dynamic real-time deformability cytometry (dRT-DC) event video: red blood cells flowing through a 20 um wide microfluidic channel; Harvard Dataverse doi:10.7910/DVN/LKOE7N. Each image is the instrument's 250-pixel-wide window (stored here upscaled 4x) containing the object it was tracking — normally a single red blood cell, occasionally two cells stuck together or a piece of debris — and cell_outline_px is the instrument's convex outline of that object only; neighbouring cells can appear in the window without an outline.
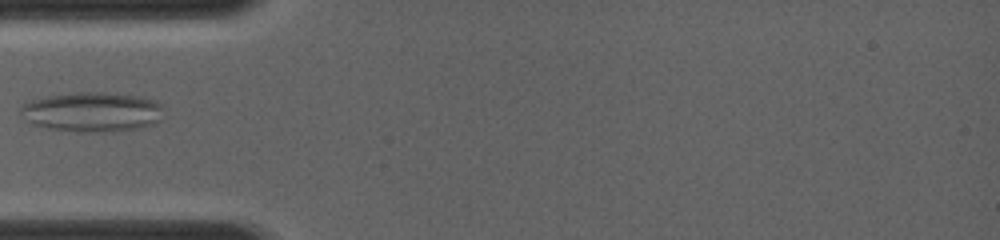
{"species": "common noctule bat (a hibernating species)", "species_latin": "Nyctalus noctula", "temperature_condition": "room temperature", "stored_images_in_passage": 4, "camera_frame_rate_fps": 4000, "um_per_image_px": 0.085, "animal": {"sex": "female", "body_mass_g": 19.0, "forearm_length_mm": 56.7}, "frame": {"image": 1, "passage_image": 3, "time_ms": 1.25, "image_size_px": [1000, 240], "cell_outline_px": [[160, 120], [156, 124], [140, 128], [112, 132], [80, 132], [48, 128], [32, 124], [20, 116], [20, 104], [32, 100], [48, 96], [72, 92], [104, 92], [144, 96], [156, 100], [160, 104]], "centroid_in_image_um": [7.82, 9.51], "position_along_channel_um": 77.2, "area_um2": 33.58}}